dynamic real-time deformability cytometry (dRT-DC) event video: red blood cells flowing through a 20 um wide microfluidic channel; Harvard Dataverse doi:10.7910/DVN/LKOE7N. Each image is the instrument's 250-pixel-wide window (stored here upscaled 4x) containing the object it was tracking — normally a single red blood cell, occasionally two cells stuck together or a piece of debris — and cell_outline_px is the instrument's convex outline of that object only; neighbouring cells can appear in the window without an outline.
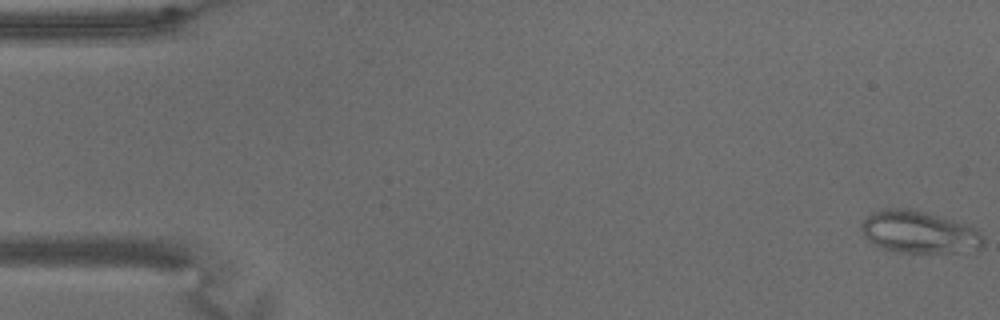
{"species": "common noctule bat (a hibernating species)", "species_latin": "Nyctalus noctula", "temperature_condition": "warm", "stored_images_in_passage": 64, "camera_frame_rate_fps": 3000, "um_per_image_px": 0.085, "animal": {"sex": "male", "body_mass_g": 15.6}, "frame": {"image": 1, "passage_image": 1, "time_ms": 0.0, "image_size_px": [1000, 320], "cell_outline_px": [[984, 244], [980, 248], [956, 252], [896, 252], [884, 248], [868, 240], [864, 236], [860, 228], [860, 224], [872, 212], [884, 208], [908, 208], [924, 212], [968, 224], [976, 228], [984, 236]], "centroid_in_image_um": [78.13, 19.72], "position_along_channel_um": 6.9, "area_um2": 29.94}}
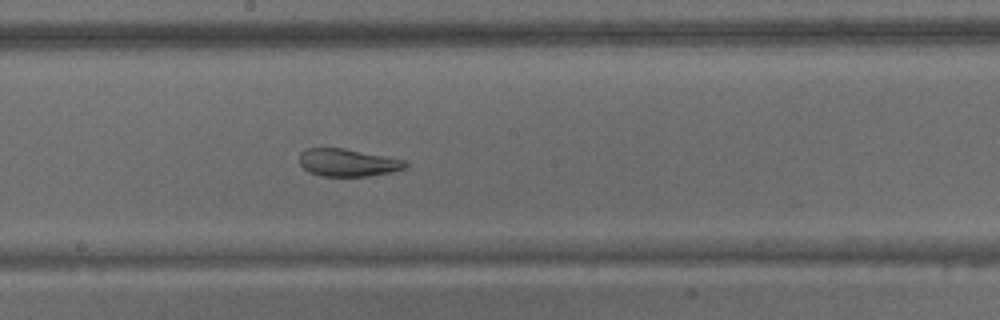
{"frame": {"image": 2, "passage_image": 36, "time_ms": 11.667, "image_size_px": [1000, 320], "cell_outline_px": [[408, 164], [404, 168], [392, 172], [368, 176], [320, 176], [308, 172], [300, 164], [300, 152], [308, 148], [344, 148], [408, 160]], "centroid_in_image_um": [29.58, 13.82], "position_along_channel_um": 218.6, "area_um2": 17.17}}
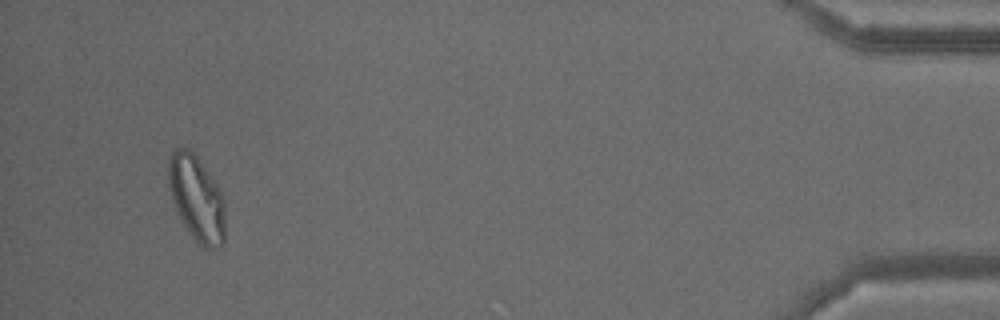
{"frame": {"image": 3, "passage_image": 63, "time_ms": 20.667, "image_size_px": [1000, 320], "cell_outline_px": [[224, 244], [216, 248], [204, 248], [196, 244], [192, 240], [180, 220], [176, 212], [168, 188], [168, 156], [176, 148], [188, 148], [196, 156], [220, 188], [224, 196]], "centroid_in_image_um": [16.69, 16.9], "position_along_channel_um": 418.5, "area_um2": 28.9}, "authors_computed_cell_mechanics": {"area_um2": 24.6228, "velocity_mm_per_s": 3.0536, "shape_relaxation_time_tau1_ms": null, "shape_relaxation_time_tau2_ms": 1.6256, "deformation_change_tau1": null, "deformation_change_tau2": 0.0766}}